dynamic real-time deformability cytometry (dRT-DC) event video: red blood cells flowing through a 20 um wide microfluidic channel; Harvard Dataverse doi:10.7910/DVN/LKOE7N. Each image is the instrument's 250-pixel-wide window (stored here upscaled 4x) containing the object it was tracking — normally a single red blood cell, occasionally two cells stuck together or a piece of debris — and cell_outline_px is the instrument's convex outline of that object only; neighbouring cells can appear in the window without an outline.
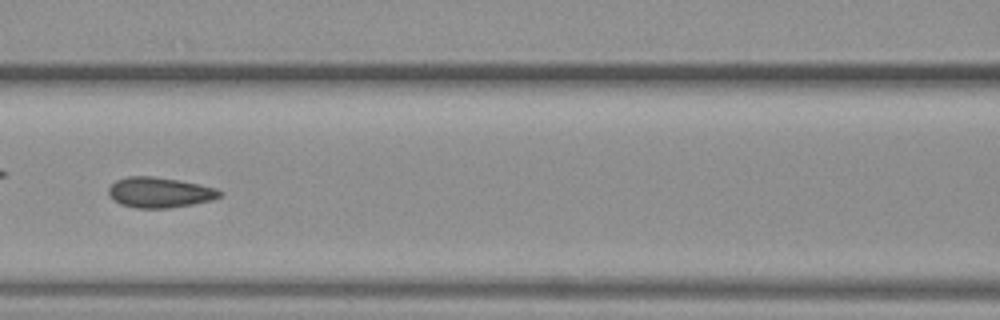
{"species": "common noctule bat (a hibernating species)", "species_latin": "Nyctalus noctula", "temperature_condition": "warm", "stored_images_in_passage": 51, "camera_frame_rate_fps": 3000, "um_per_image_px": 0.085, "animal": {"sex": "female", "body_mass_g": 19.3, "forearm_length_mm": 54.1}, "frame": {"image": 1, "passage_image": 22, "time_ms": 7.0, "image_size_px": [1000, 320], "cell_outline_px": [[224, 192], [220, 196], [212, 200], [192, 204], [168, 208], [136, 208], [120, 204], [112, 200], [108, 192], [108, 188], [116, 180], [128, 176], [152, 176], [180, 180], [200, 184], [216, 188]], "centroid_in_image_um": [13.56, 16.35], "position_along_channel_um": 153.0, "area_um2": 19.83}}
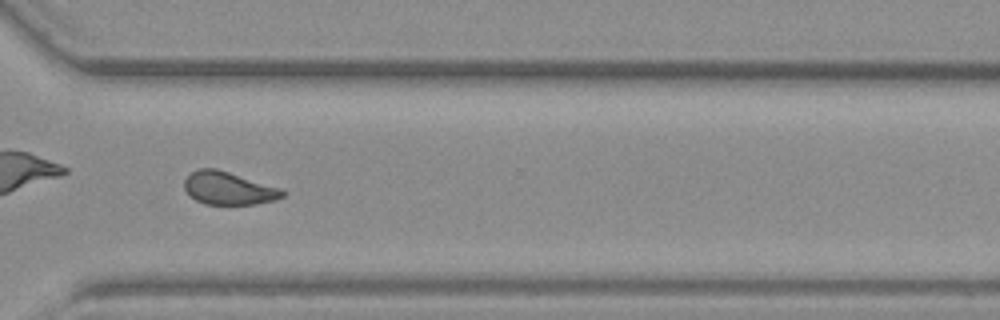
{"frame": {"image": 2, "passage_image": 37, "time_ms": 12.0, "image_size_px": [1000, 320], "cell_outline_px": [[288, 192], [284, 196], [276, 200], [256, 204], [204, 204], [196, 200], [184, 188], [184, 180], [192, 172], [200, 168], [216, 168], [280, 188]], "centroid_in_image_um": [19.45, 16.01], "position_along_channel_um": 351.1, "area_um2": 18.67}, "authors_computed_cell_mechanics": {"area_um2": 19.7098, "velocity_mm_per_s": 3.9777, "shape_relaxation_time_tau1_ms": 4.0404, "shape_relaxation_time_tau2_ms": 1.0461, "deformation_change_tau1": 0.0982, "deformation_change_tau2": 0.0429}}